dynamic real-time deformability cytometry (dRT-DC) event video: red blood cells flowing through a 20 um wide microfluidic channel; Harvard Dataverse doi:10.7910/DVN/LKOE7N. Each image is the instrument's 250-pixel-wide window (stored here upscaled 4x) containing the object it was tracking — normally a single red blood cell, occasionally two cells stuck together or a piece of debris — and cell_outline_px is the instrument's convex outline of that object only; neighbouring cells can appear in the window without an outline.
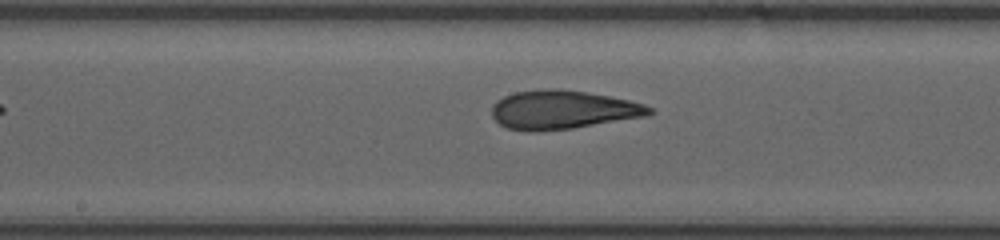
{"species": "human", "species_latin": "Homo sapiens", "temperature_condition": "room temperature", "stored_images_in_passage": 8, "segment_of_instrument_passage": [2, 2], "camera_frame_rate_fps": 3000, "um_per_image_px": 0.085, "donor": {"sex": "female"}, "frame": {"image": 1, "passage_image": 8, "time_ms": 2.333, "image_size_px": [1000, 240], "cell_outline_px": [[652, 112], [648, 116], [572, 128], [536, 132], [528, 132], [508, 128], [500, 124], [492, 116], [492, 104], [496, 100], [504, 96], [516, 92], [540, 88], [560, 88], [608, 96], [628, 100], [644, 104], [652, 108]], "centroid_in_image_um": [47.79, 9.33], "position_along_channel_um": 200.4, "area_um2": 35.66}}